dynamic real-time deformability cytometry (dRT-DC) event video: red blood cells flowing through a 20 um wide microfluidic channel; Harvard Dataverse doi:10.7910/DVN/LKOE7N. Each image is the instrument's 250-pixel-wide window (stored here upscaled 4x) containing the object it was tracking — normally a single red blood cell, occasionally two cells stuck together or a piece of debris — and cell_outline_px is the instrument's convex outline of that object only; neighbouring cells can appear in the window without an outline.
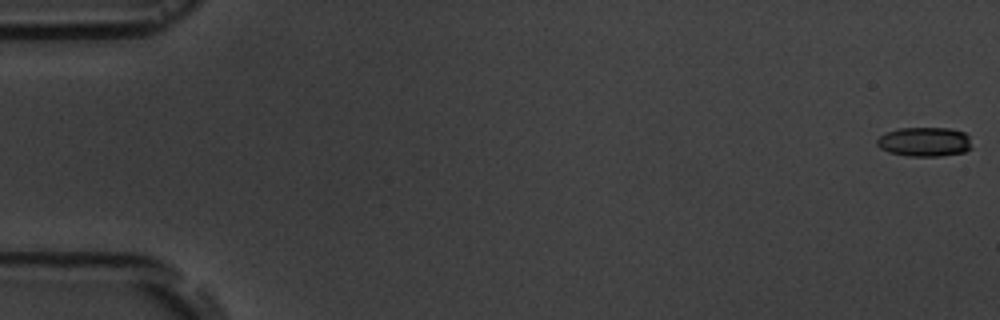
{"species": "common noctule bat (a hibernating species)", "species_latin": "Nyctalus noctula", "temperature_condition": "room temperature", "stored_images_in_passage": 10, "camera_frame_rate_fps": 3000, "um_per_image_px": 0.085, "animal": {"sex": "male", "body_mass_g": 19.5, "forearm_length_mm": 54.6}, "frame": {"image": 1, "passage_image": 1, "time_ms": 0.0, "image_size_px": [1000, 320], "cell_outline_px": [[972, 148], [964, 152], [940, 156], [908, 156], [888, 152], [880, 148], [876, 144], [876, 140], [880, 136], [888, 132], [900, 128], [948, 128], [964, 132], [968, 136]], "centroid_in_image_um": [78.58, 12.06], "position_along_channel_um": 6.4, "area_um2": 16.18}}
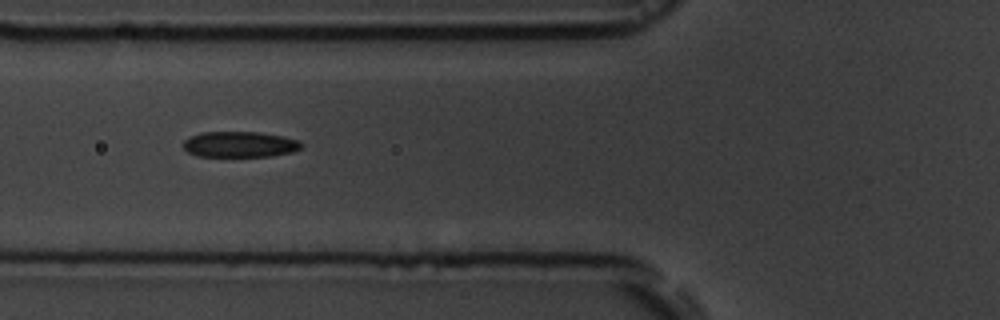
{"frame": {"image": 2, "passage_image": 7, "time_ms": 7.0, "image_size_px": [1000, 320], "cell_outline_px": [[304, 144], [300, 148], [292, 152], [272, 156], [196, 156], [188, 152], [184, 148], [184, 140], [200, 132], [260, 132], [284, 136], [300, 140]], "centroid_in_image_um": [20.42, 12.27], "position_along_channel_um": 105.4, "area_um2": 17.8}}
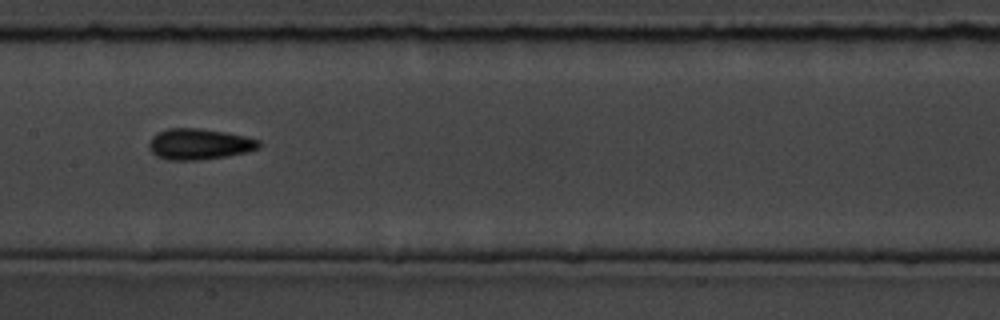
{"frame": {"image": 3, "passage_image": 9, "time_ms": 9.333, "image_size_px": [1000, 320], "cell_outline_px": [[260, 148], [228, 156], [200, 160], [168, 160], [156, 156], [148, 148], [148, 144], [152, 136], [168, 128], [196, 128], [224, 132], [244, 136], [260, 140]], "centroid_in_image_um": [16.91, 12.26], "position_along_channel_um": 190.5, "area_um2": 19.77}}